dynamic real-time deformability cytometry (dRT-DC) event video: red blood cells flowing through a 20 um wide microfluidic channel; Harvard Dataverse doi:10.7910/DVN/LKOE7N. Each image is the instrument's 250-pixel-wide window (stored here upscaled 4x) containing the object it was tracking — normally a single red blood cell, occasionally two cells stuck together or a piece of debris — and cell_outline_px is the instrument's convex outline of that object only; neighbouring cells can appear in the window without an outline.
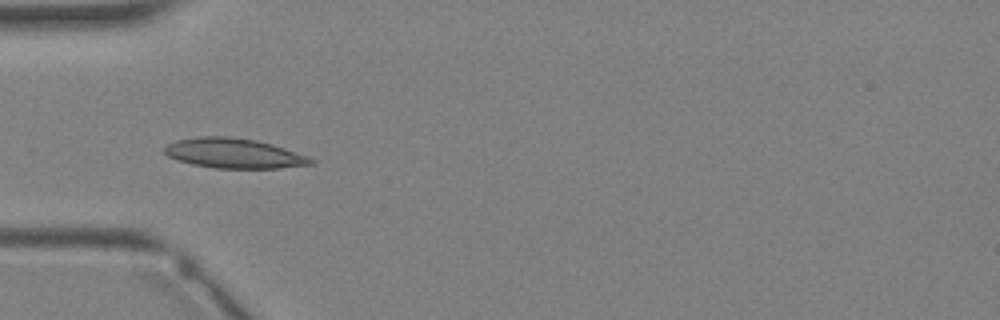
{"species": "Egyptian fruit bat (a non-hibernating species)", "species_latin": "Rousettus aegyptiacus", "temperature_condition": "warm", "stored_images_in_passage": 3, "camera_frame_rate_fps": 3000, "um_per_image_px": 0.085, "animal": {"sex": "female"}, "frame": {"image": 1, "passage_image": 3, "time_ms": 3.0, "image_size_px": [1000, 320], "cell_outline_px": [[316, 164], [280, 168], [216, 168], [192, 164], [176, 160], [168, 156], [164, 152], [164, 148], [168, 144], [176, 140], [200, 136], [228, 136], [256, 140], [272, 144], [308, 156], [316, 160]], "centroid_in_image_um": [19.91, 13.03], "position_along_channel_um": 65.1, "area_um2": 25.61}}